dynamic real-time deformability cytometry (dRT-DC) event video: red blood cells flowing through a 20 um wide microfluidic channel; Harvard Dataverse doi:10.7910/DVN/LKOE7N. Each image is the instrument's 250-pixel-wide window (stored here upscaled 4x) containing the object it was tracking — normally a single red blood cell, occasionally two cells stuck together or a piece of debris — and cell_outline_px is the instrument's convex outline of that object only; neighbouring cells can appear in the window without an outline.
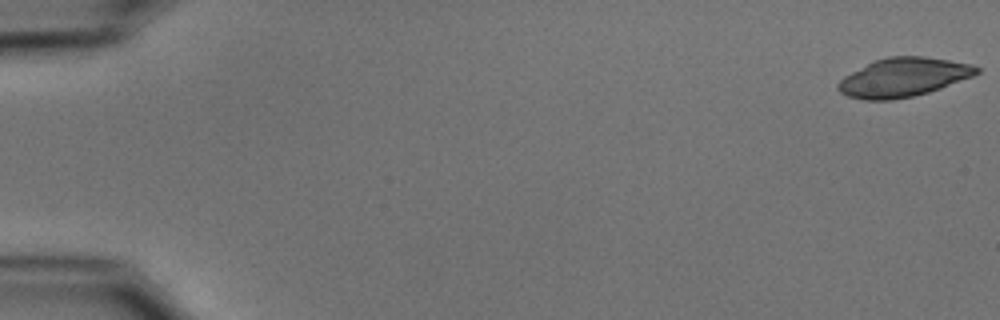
{"species": "common noctule bat (a hibernating species)", "species_latin": "Nyctalus noctula", "temperature_condition": "cold", "stored_images_in_passage": 54, "camera_frame_rate_fps": 3000, "um_per_image_px": 0.085, "animal": {"sex": "male", "body_mass_g": 15.6}, "frame": {"image": 1, "passage_image": 1, "time_ms": 0.0, "image_size_px": [1000, 320], "cell_outline_px": [[980, 72], [972, 76], [940, 88], [928, 92], [912, 96], [892, 100], [864, 100], [848, 96], [840, 92], [836, 88], [836, 84], [844, 76], [876, 60], [888, 56], [924, 56], [972, 64], [980, 68]], "centroid_in_image_um": [76.77, 6.57], "position_along_channel_um": 8.2, "area_um2": 31.1}}
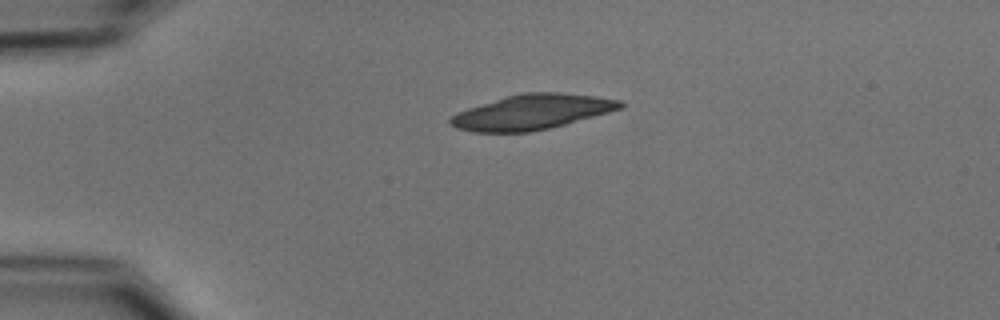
{"frame": {"image": 2, "passage_image": 13, "time_ms": 4.0, "image_size_px": [1000, 320], "cell_outline_px": [[624, 108], [564, 124], [548, 128], [528, 132], [472, 132], [456, 128], [448, 124], [448, 120], [456, 112], [504, 96], [524, 92], [560, 92], [596, 96], [620, 100], [624, 104]], "centroid_in_image_um": [45.18, 9.51], "position_along_channel_um": 39.8, "area_um2": 34.68}}